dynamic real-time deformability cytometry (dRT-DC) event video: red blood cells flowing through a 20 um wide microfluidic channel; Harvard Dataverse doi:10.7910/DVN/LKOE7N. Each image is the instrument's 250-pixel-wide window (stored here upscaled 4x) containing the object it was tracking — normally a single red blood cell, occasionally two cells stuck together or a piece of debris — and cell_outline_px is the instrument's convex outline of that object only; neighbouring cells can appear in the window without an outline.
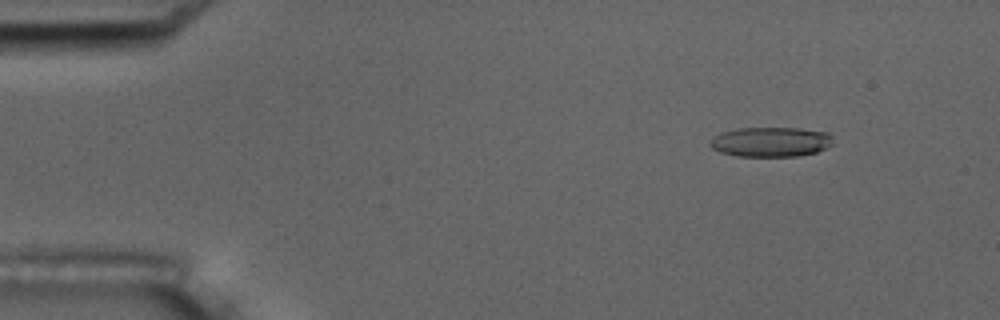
{"species": "common noctule bat (a hibernating species)", "species_latin": "Nyctalus noctula", "temperature_condition": "room temperature", "stored_images_in_passage": 3, "camera_frame_rate_fps": 3000, "um_per_image_px": 0.085, "animal": {"sex": "male", "body_mass_g": 17.5, "forearm_length_mm": 52.3}, "frame": {"image": 1, "passage_image": 1, "time_ms": 0.0, "image_size_px": [1000, 320], "cell_outline_px": [[832, 144], [816, 152], [800, 156], [736, 156], [720, 152], [712, 148], [708, 144], [720, 132], [736, 128], [800, 128], [828, 132], [832, 136]], "centroid_in_image_um": [65.51, 12.05], "position_along_channel_um": 19.5, "area_um2": 21.39}}